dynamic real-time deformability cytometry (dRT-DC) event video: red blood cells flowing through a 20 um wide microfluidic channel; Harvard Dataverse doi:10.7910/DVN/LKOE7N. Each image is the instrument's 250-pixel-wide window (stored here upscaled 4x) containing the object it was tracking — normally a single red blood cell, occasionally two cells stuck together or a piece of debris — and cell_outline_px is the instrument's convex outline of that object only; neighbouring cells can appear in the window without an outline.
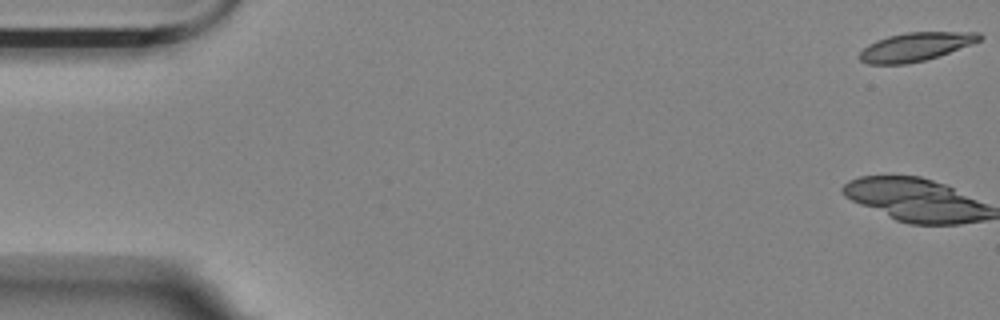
{"species": "Egyptian fruit bat (a non-hibernating species)", "species_latin": "Rousettus aegyptiacus", "temperature_condition": "room temperature", "stored_images_in_passage": 8, "camera_frame_rate_fps": 3000, "um_per_image_px": 0.085, "animal": {"sex": "female"}, "frame": {"image": 1, "passage_image": 1, "time_ms": 0.0, "image_size_px": [1000, 320], "cell_outline_px": [[984, 36], [980, 40], [972, 44], [924, 60], [908, 64], [868, 64], [860, 60], [860, 52], [868, 44], [876, 40], [888, 36], [908, 32], [980, 32]], "centroid_in_image_um": [77.82, 3.97], "position_along_channel_um": 7.2, "area_um2": 19.77}}
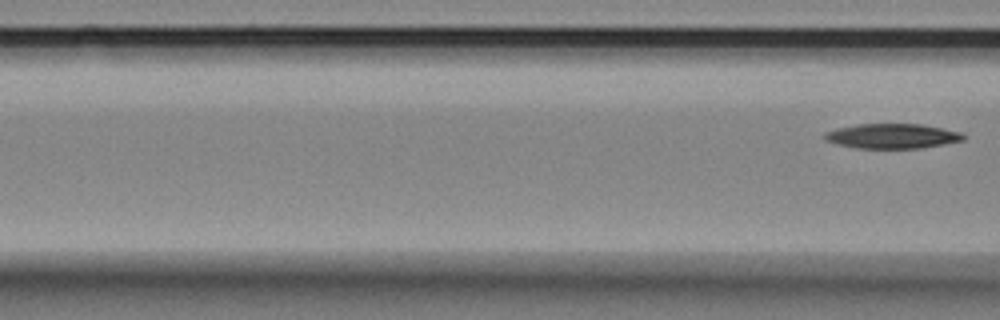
{"frame": {"image": 2, "passage_image": 8, "time_ms": 2.333, "image_size_px": [1000, 320], "cell_outline_px": [[964, 140], [944, 144], [920, 148], [856, 148], [824, 140], [824, 132], [840, 128], [860, 124], [920, 124], [960, 132], [964, 136]], "centroid_in_image_um": [75.83, 11.57], "position_along_channel_um": 90.8, "area_um2": 19.71}}